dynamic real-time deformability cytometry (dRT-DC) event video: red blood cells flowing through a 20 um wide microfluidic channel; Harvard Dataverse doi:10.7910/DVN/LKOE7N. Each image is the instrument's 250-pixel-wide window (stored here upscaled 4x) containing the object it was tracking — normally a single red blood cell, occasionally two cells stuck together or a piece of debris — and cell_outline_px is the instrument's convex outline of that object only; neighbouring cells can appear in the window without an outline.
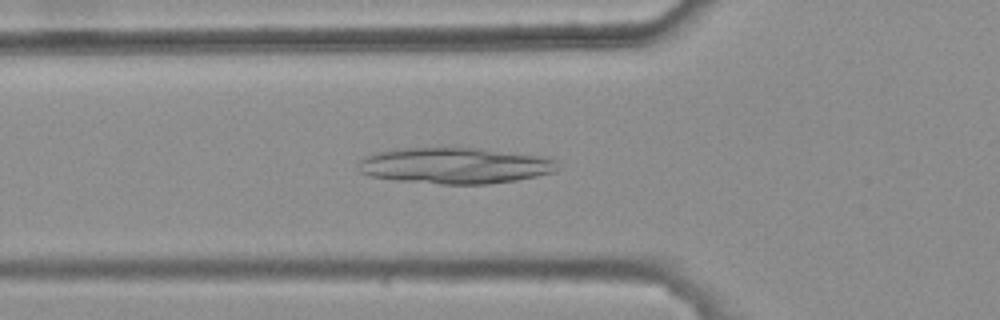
{"species": "common noctule bat (a hibernating species)", "species_latin": "Nyctalus noctula", "temperature_condition": "warm", "stored_images_in_passage": 47, "camera_frame_rate_fps": 3000, "um_per_image_px": 0.085, "animal": {"sex": "female", "body_mass_g": 25.1}, "frame": {"image": 1, "passage_image": 19, "time_ms": 6.0, "image_size_px": [1000, 320], "cell_outline_px": [[560, 168], [556, 172], [516, 180], [488, 184], [440, 184], [396, 180], [372, 176], [360, 172], [356, 168], [360, 160], [364, 156], [380, 152], [400, 148], [480, 148], [548, 156], [556, 160]], "centroid_in_image_um": [38.73, 14.07], "position_along_channel_um": 87.1, "area_um2": 42.25}}
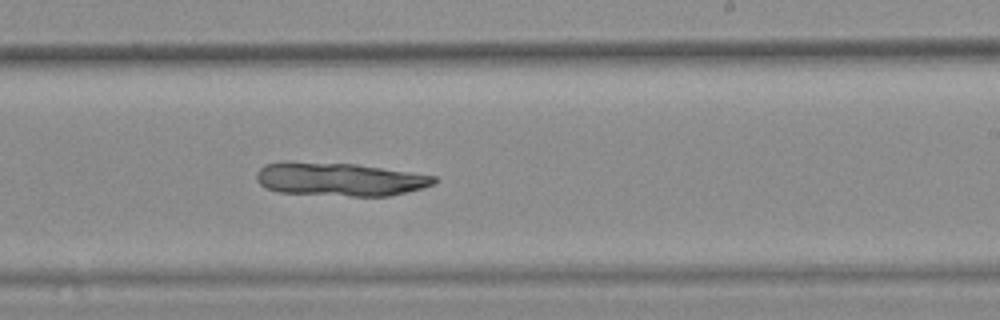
{"frame": {"image": 2, "passage_image": 33, "time_ms": 10.667, "image_size_px": [1000, 320], "cell_outline_px": [[440, 180], [436, 184], [388, 196], [352, 196], [280, 192], [268, 188], [260, 184], [256, 180], [256, 172], [264, 164], [280, 160], [288, 160], [356, 164], [436, 176]], "centroid_in_image_um": [28.82, 15.21], "position_along_channel_um": 260.2, "area_um2": 34.85}}
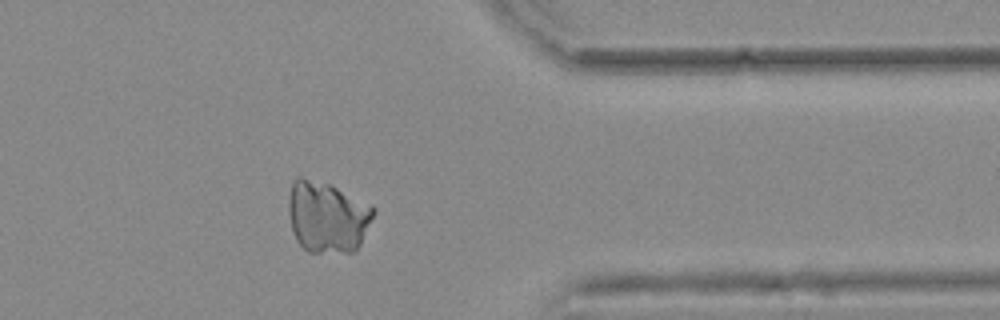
{"frame": {"image": 3, "passage_image": 44, "time_ms": 14.333, "image_size_px": [1000, 320], "cell_outline_px": [[376, 212], [356, 252], [308, 252], [296, 240], [292, 228], [288, 212], [288, 200], [292, 180], [296, 176], [300, 176], [328, 184], [336, 188], [372, 208]], "centroid_in_image_um": [27.77, 18.45], "position_along_channel_um": 383.6, "area_um2": 34.91}}